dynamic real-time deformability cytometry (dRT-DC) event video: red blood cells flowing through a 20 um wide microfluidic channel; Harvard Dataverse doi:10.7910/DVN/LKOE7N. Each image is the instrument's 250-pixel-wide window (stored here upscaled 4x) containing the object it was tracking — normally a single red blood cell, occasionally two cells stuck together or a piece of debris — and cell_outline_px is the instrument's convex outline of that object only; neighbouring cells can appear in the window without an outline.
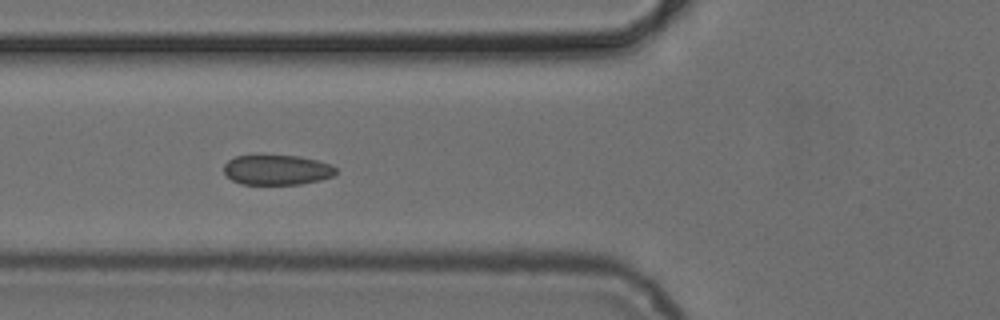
{"species": "common noctule bat (a hibernating species)", "species_latin": "Nyctalus noctula", "temperature_condition": "cold", "stored_images_in_passage": 8, "camera_frame_rate_fps": 3000, "um_per_image_px": 0.085, "animal": {"sex": "female", "body_mass_g": 24.6, "forearm_length_mm": 56.2}, "frame": {"image": 1, "passage_image": 5, "time_ms": 6.0, "image_size_px": [1000, 320], "cell_outline_px": [[336, 172], [332, 176], [320, 180], [300, 184], [240, 184], [232, 180], [224, 172], [224, 164], [228, 160], [236, 156], [260, 152], [300, 156], [316, 160], [328, 164], [336, 168]], "centroid_in_image_um": [23.47, 14.39], "position_along_channel_um": 102.3, "area_um2": 20.29}}
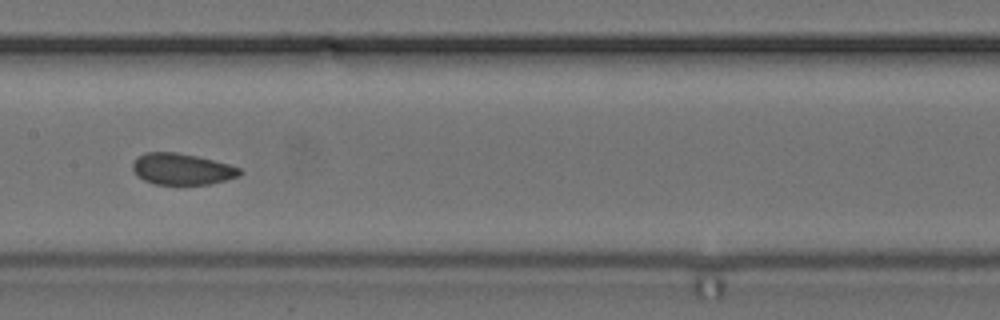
{"frame": {"image": 2, "passage_image": 7, "time_ms": 8.333, "image_size_px": [1000, 320], "cell_outline_px": [[244, 172], [240, 176], [208, 184], [152, 184], [136, 176], [132, 168], [132, 164], [136, 156], [144, 152], [176, 152], [196, 156], [228, 164], [240, 168]], "centroid_in_image_um": [15.42, 14.36], "position_along_channel_um": 192.0, "area_um2": 19.65}}
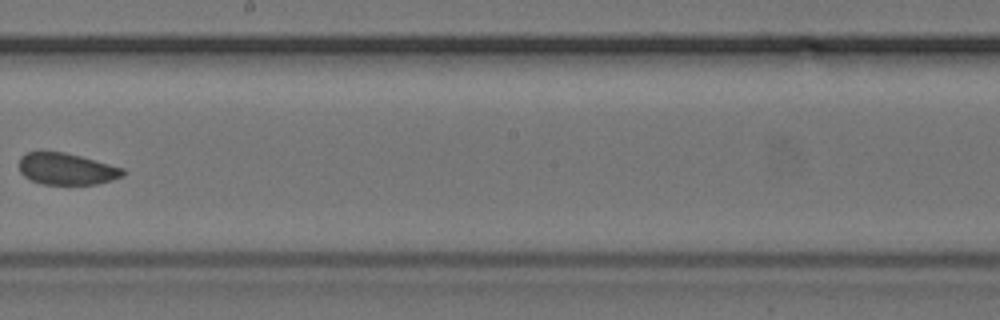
{"frame": {"image": 3, "passage_image": 8, "time_ms": 9.667, "image_size_px": [1000, 320], "cell_outline_px": [[124, 176], [112, 180], [96, 184], [40, 184], [24, 176], [20, 172], [20, 156], [28, 152], [64, 152], [80, 156], [124, 168]], "centroid_in_image_um": [5.66, 14.36], "position_along_channel_um": 242.5, "area_um2": 19.02}}